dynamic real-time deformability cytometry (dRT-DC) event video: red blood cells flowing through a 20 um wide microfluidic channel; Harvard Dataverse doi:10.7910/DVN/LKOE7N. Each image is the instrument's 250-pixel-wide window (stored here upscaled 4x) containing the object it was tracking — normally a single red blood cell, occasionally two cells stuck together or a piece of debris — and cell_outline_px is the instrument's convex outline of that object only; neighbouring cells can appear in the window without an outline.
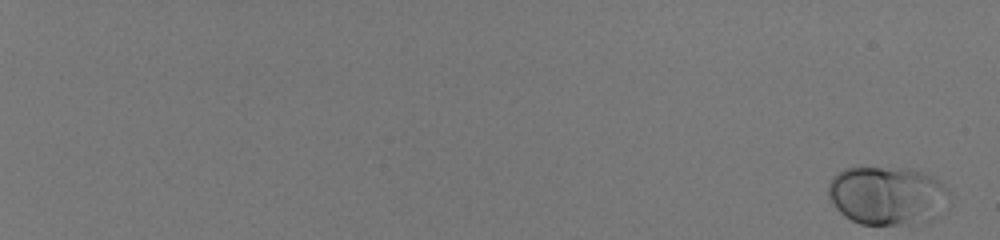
{"species": "human", "species_latin": "Homo sapiens", "temperature_condition": "room temperature", "stored_images_in_passage": 58, "camera_frame_rate_fps": 3000, "um_per_image_px": 0.085, "donor": {"sex": "male"}, "frame": {"image": 1, "passage_image": 1, "time_ms": 0.0, "image_size_px": [1000, 240], "cell_outline_px": [[952, 192], [904, 220], [896, 224], [860, 224], [844, 216], [836, 208], [828, 196], [828, 184], [832, 176], [836, 172], [844, 168], [908, 168], [932, 176], [948, 188]], "centroid_in_image_um": [75.07, 16.48], "position_along_channel_um": 9.9, "area_um2": 37.8}}
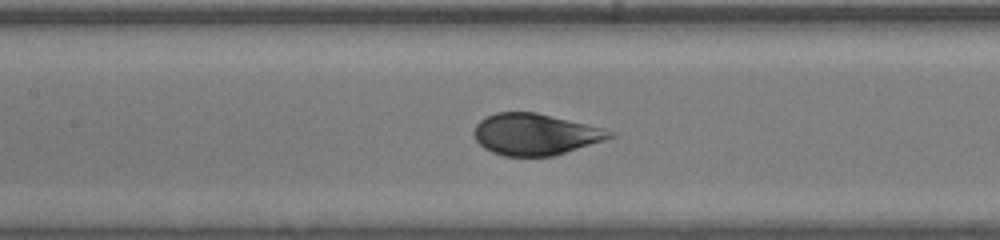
{"frame": {"image": 2, "passage_image": 34, "time_ms": 11.0, "image_size_px": [1000, 240], "cell_outline_px": [[616, 136], [604, 140], [552, 156], [504, 156], [492, 152], [484, 148], [476, 140], [472, 132], [476, 124], [480, 120], [496, 112], [536, 112], [604, 128], [616, 132]], "centroid_in_image_um": [45.49, 11.41], "position_along_channel_um": 161.9, "area_um2": 32.71}}
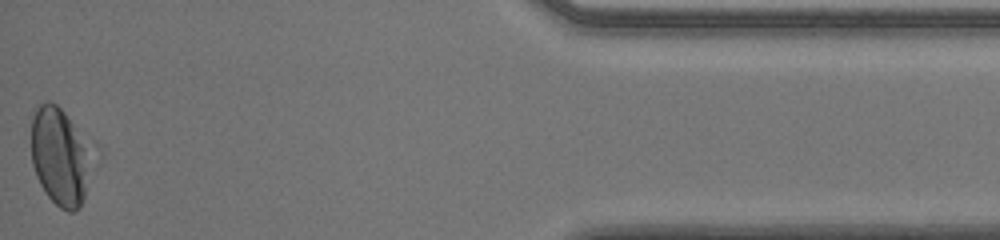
{"frame": {"image": 3, "passage_image": 58, "time_ms": 19.0, "image_size_px": [1000, 240], "cell_outline_px": [[88, 148], [84, 196], [80, 208], [72, 212], [68, 212], [60, 208], [44, 192], [36, 176], [32, 164], [32, 108], [48, 100], [56, 104], [64, 112]], "centroid_in_image_um": [4.98, 13.3], "position_along_channel_um": 430.2, "area_um2": 33.18}, "authors_computed_cell_mechanics": {"area_um2": 34.7667, "velocity_mm_per_s": 4.0014, "shape_relaxation_time_tau1_ms": 3.4634, "shape_relaxation_time_tau2_ms": null, "deformation_change_tau1": 0.1438, "deformation_change_tau2": null}}